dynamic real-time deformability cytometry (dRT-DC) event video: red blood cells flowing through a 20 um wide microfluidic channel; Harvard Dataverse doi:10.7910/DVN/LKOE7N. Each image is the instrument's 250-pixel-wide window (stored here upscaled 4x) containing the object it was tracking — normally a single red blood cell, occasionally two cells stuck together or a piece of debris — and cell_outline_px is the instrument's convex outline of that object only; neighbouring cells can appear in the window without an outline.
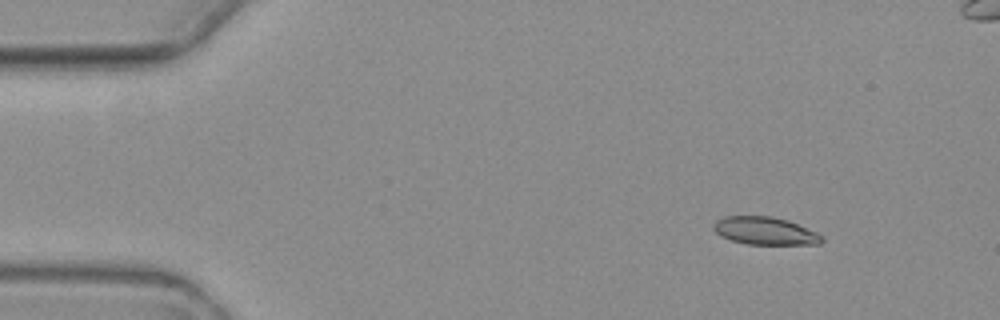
{"species": "common noctule bat (a hibernating species)", "species_latin": "Nyctalus noctula", "temperature_condition": "warm", "stored_images_in_passage": 4, "camera_frame_rate_fps": 3000, "um_per_image_px": 0.085, "animal": {"sex": "female", "body_mass_g": 19.3, "forearm_length_mm": 54.1}, "frame": {"image": 1, "passage_image": 1, "time_ms": 0.0, "image_size_px": [1000, 320], "cell_outline_px": [[824, 240], [820, 244], [748, 244], [732, 240], [720, 236], [712, 228], [712, 224], [716, 220], [724, 216], [772, 216], [788, 220], [816, 232], [824, 236]], "centroid_in_image_um": [65.02, 19.62], "position_along_channel_um": 20.0, "area_um2": 17.57}}